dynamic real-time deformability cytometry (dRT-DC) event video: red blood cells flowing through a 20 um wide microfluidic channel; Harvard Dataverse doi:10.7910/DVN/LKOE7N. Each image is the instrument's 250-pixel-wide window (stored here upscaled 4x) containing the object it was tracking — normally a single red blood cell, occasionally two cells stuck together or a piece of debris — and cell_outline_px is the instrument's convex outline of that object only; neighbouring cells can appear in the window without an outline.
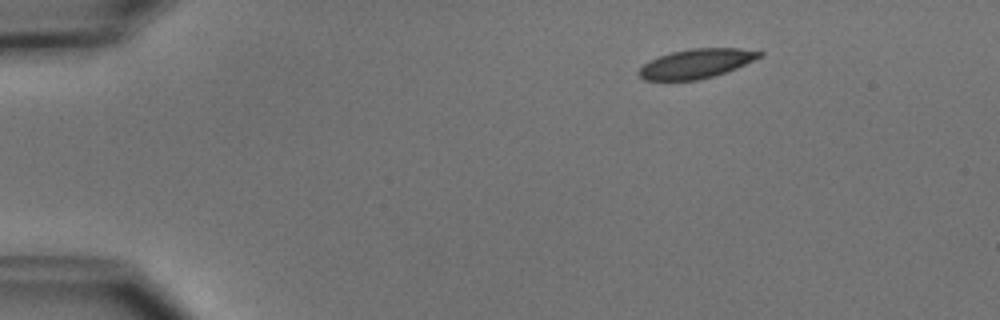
{"species": "common noctule bat (a hibernating species)", "species_latin": "Nyctalus noctula", "temperature_condition": "cold", "stored_images_in_passage": 3, "camera_frame_rate_fps": 3000, "um_per_image_px": 0.085, "animal": {"sex": "male", "body_mass_g": 15.6}, "frame": {"image": 1, "passage_image": 1, "time_ms": 0.0, "image_size_px": [1000, 320], "cell_outline_px": [[764, 56], [736, 68], [712, 76], [696, 80], [644, 80], [636, 72], [648, 60], [672, 52], [692, 48], [740, 48], [764, 52]], "centroid_in_image_um": [59.19, 5.39], "position_along_channel_um": 25.8, "area_um2": 20.52}}